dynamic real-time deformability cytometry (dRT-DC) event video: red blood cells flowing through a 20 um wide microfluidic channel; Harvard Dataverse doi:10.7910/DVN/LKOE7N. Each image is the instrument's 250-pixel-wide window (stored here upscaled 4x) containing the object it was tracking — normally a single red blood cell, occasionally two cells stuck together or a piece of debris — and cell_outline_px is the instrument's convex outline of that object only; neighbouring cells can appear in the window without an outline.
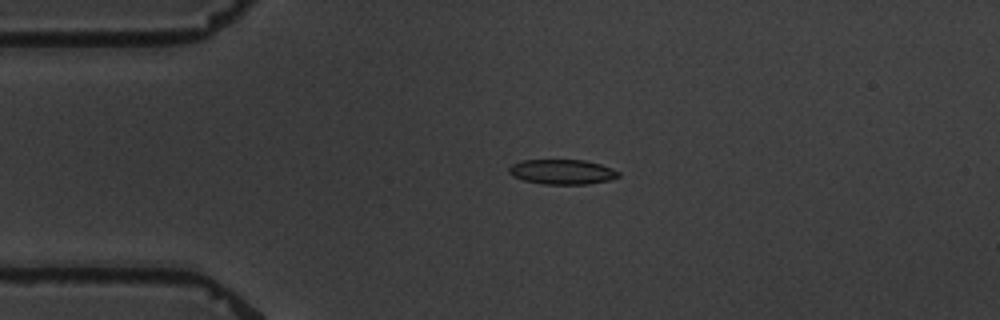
{"species": "common noctule bat (a hibernating species)", "species_latin": "Nyctalus noctula", "temperature_condition": "warm", "stored_images_in_passage": 4, "camera_frame_rate_fps": 3000, "um_per_image_px": 0.085, "animal": {"sex": "male", "body_mass_g": 19.5, "forearm_length_mm": 54.6}, "frame": {"image": 1, "passage_image": 3, "time_ms": 2.667, "image_size_px": [1000, 320], "cell_outline_px": [[620, 176], [608, 180], [588, 184], [544, 184], [524, 180], [512, 176], [508, 172], [508, 168], [512, 164], [520, 160], [584, 160], [600, 164], [612, 168], [620, 172]], "centroid_in_image_um": [47.77, 14.6], "position_along_channel_um": 37.2, "area_um2": 15.9}}